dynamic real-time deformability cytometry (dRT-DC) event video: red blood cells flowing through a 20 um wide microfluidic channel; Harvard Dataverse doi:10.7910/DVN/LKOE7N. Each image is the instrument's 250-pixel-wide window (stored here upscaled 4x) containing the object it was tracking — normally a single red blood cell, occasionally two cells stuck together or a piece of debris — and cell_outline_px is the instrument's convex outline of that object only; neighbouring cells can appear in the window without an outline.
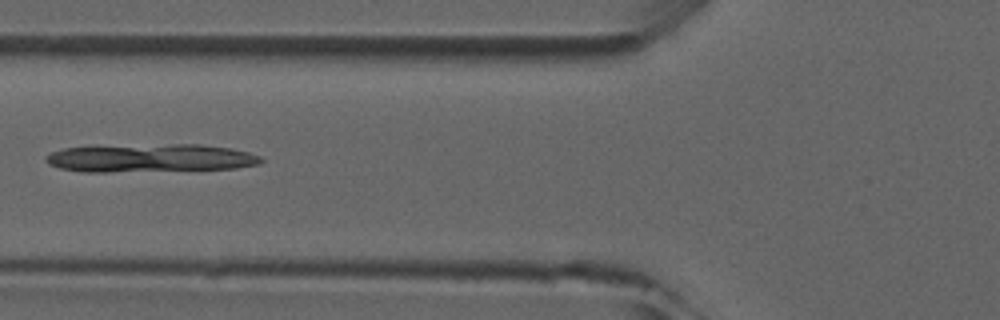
{"species": "common noctule bat (a hibernating species)", "species_latin": "Nyctalus noctula", "temperature_condition": "room temperature", "stored_images_in_passage": 6, "camera_frame_rate_fps": 3000, "um_per_image_px": 0.085, "animal": {"sex": "male", "forearm_length_mm": 52.5}, "frame": {"image": 1, "passage_image": 6, "time_ms": 5.667, "image_size_px": [1000, 320], "cell_outline_px": [[264, 160], [260, 164], [236, 168], [104, 172], [84, 172], [60, 168], [48, 164], [44, 160], [44, 156], [52, 152], [64, 148], [92, 144], [200, 144], [232, 148], [248, 152], [260, 156]], "centroid_in_image_um": [12.7, 13.4], "position_along_channel_um": 113.1, "area_um2": 36.18}}